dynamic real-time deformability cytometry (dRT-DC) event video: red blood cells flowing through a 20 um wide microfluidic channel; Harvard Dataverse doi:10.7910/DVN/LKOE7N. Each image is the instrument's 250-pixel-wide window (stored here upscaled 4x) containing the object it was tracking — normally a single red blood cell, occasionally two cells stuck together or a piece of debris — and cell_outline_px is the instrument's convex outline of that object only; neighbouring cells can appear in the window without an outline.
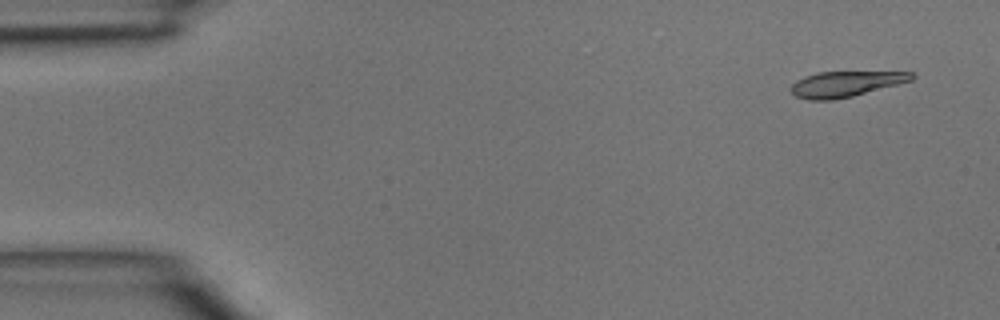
{"species": "common noctule bat (a hibernating species)", "species_latin": "Nyctalus noctula", "temperature_condition": "room temperature", "stored_images_in_passage": 42, "camera_frame_rate_fps": 3000, "um_per_image_px": 0.085, "animal": {"sex": "male", "body_mass_g": 15.6}, "frame": {"image": 1, "passage_image": 1, "time_ms": 0.0, "image_size_px": [1000, 320], "cell_outline_px": [[916, 76], [912, 80], [852, 96], [832, 100], [808, 100], [796, 96], [788, 88], [796, 80], [804, 76], [816, 72], [912, 72]], "centroid_in_image_um": [71.82, 7.13], "position_along_channel_um": 13.2, "area_um2": 17.86}}
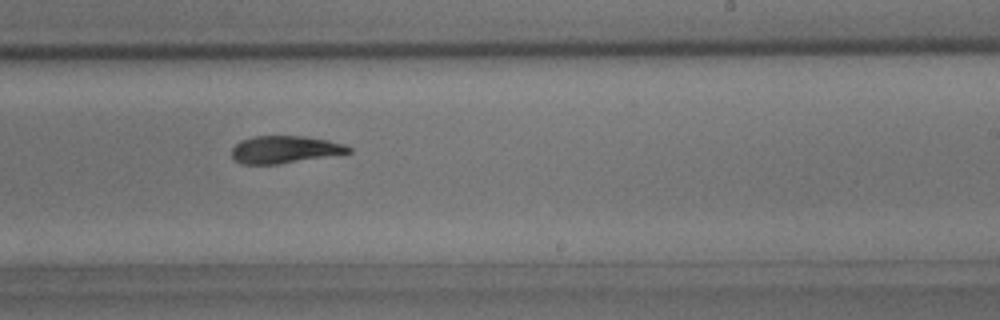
{"frame": {"image": 2, "passage_image": 25, "time_ms": 8.0, "image_size_px": [1000, 320], "cell_outline_px": [[352, 152], [276, 164], [240, 164], [232, 156], [232, 148], [240, 140], [252, 136], [304, 136], [328, 140], [344, 144], [352, 148]], "centroid_in_image_um": [24.18, 12.7], "position_along_channel_um": 264.8, "area_um2": 18.5}}
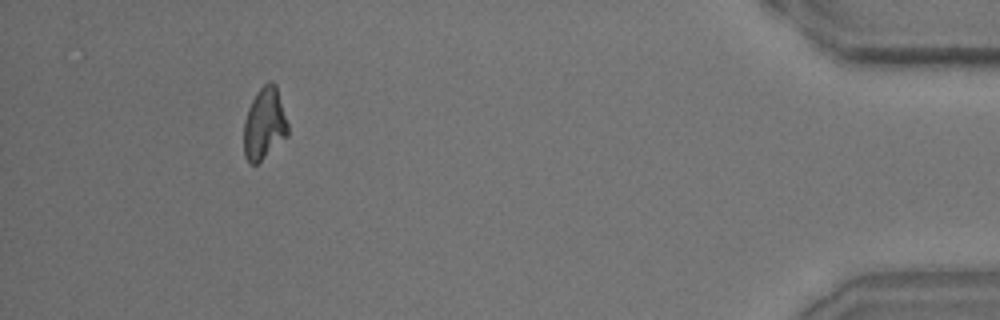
{"frame": {"image": 3, "passage_image": 39, "time_ms": 12.667, "image_size_px": [1000, 320], "cell_outline_px": [[288, 136], [256, 164], [248, 164], [244, 156], [244, 120], [248, 108], [256, 92], [268, 80], [272, 80], [276, 84], [288, 124]], "centroid_in_image_um": [22.46, 10.5], "position_along_channel_um": 412.7, "area_um2": 18.55}}